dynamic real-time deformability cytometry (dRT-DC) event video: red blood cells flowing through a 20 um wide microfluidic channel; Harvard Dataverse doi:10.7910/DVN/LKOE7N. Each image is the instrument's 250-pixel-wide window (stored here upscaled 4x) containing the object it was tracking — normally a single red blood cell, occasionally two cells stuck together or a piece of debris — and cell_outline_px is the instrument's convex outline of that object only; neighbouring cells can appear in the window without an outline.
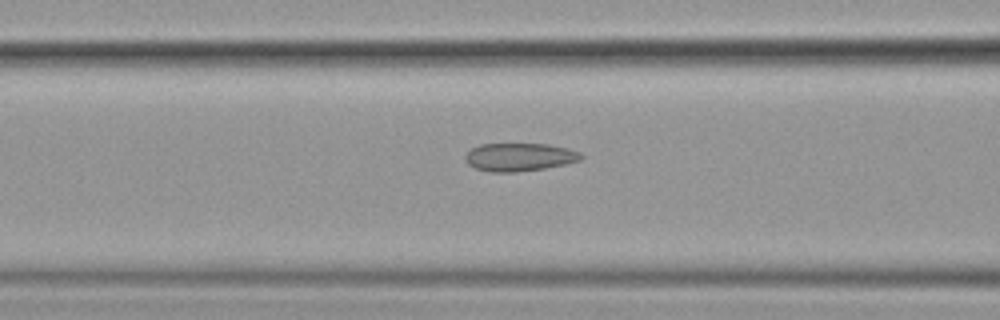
{"species": "common noctule bat (a hibernating species)", "species_latin": "Nyctalus noctula", "temperature_condition": "cold", "stored_images_in_passage": 32, "camera_frame_rate_fps": 3000, "um_per_image_px": 0.085, "animal": {"sex": "female", "body_mass_g": 19.9}, "frame": {"image": 1, "passage_image": 8, "time_ms": 2.333, "image_size_px": [1000, 320], "cell_outline_px": [[584, 156], [580, 160], [564, 164], [544, 168], [516, 172], [488, 172], [476, 168], [468, 164], [464, 156], [472, 148], [480, 144], [548, 144], [568, 148], [580, 152]], "centroid_in_image_um": [44.15, 13.35], "position_along_channel_um": 122.5, "area_um2": 18.9}}
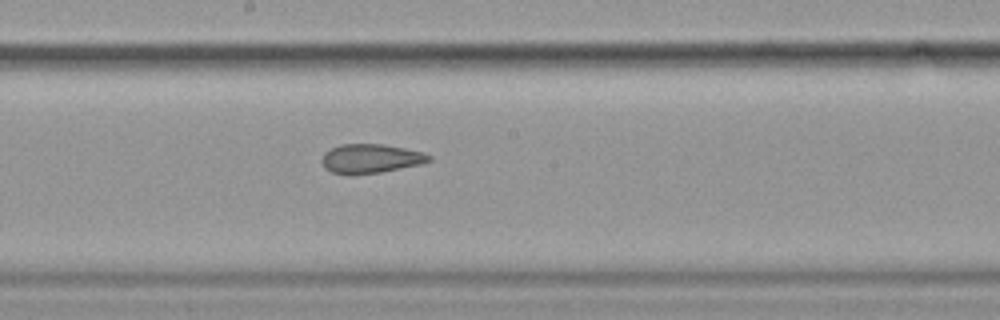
{"frame": {"image": 2, "passage_image": 16, "time_ms": 5.0, "image_size_px": [1000, 320], "cell_outline_px": [[432, 160], [420, 164], [380, 172], [332, 172], [324, 168], [320, 160], [324, 152], [340, 144], [384, 144], [424, 152], [432, 156]], "centroid_in_image_um": [31.53, 13.44], "position_along_channel_um": 216.7, "area_um2": 17.74}}
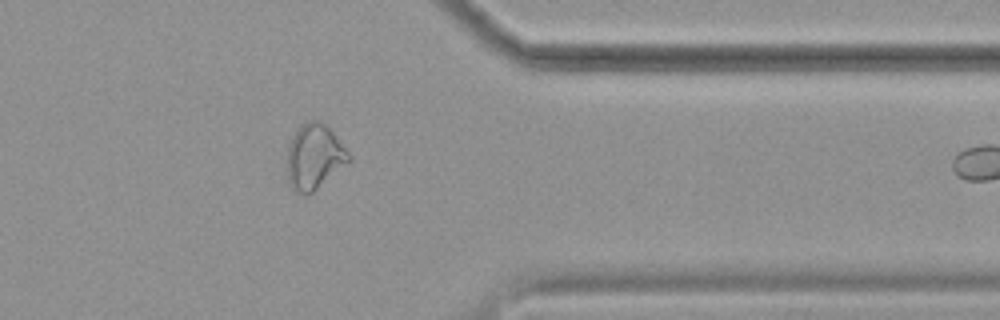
{"frame": {"image": 3, "passage_image": 31, "time_ms": 10.0, "image_size_px": [1000, 320], "cell_outline_px": [[352, 160], [308, 196], [292, 188], [288, 184], [288, 144], [296, 128], [308, 120], [316, 120], [324, 124], [332, 132], [352, 156]], "centroid_in_image_um": [26.72, 13.33], "position_along_channel_um": 384.7, "area_um2": 23.35}}